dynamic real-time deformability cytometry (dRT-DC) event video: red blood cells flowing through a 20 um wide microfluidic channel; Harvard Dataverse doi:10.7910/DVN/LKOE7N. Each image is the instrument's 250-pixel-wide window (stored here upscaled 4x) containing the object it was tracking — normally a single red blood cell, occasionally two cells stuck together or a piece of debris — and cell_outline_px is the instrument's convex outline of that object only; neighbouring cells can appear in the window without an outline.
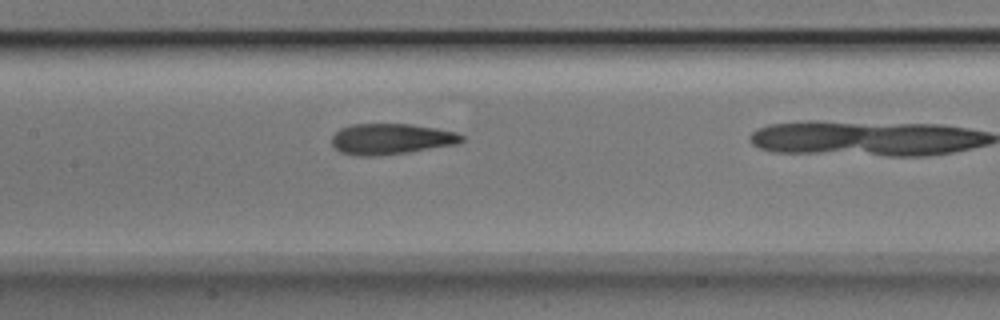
{"species": "Egyptian fruit bat (a non-hibernating species)", "species_latin": "Rousettus aegyptiacus", "temperature_condition": "room temperature", "stored_images_in_passage": 16, "camera_frame_rate_fps": 3000, "um_per_image_px": 0.085, "animal": {"sex": "male"}, "frame": {"image": 1, "passage_image": 12, "time_ms": 3.667, "image_size_px": [1000, 320], "cell_outline_px": [[464, 140], [456, 144], [408, 152], [372, 156], [356, 156], [340, 152], [332, 144], [332, 136], [340, 128], [352, 124], [412, 124], [436, 128], [456, 132], [464, 136]], "centroid_in_image_um": [33.23, 11.81], "position_along_channel_um": 174.2, "area_um2": 23.29}}